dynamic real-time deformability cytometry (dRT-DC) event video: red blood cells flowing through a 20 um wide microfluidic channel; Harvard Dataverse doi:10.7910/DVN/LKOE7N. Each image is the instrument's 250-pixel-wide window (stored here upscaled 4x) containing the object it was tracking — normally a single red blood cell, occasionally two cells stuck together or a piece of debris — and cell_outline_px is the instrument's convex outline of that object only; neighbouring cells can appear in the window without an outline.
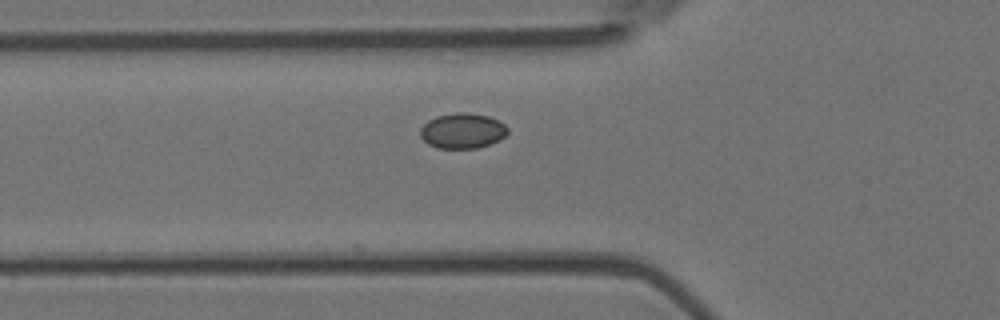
{"species": "Egyptian fruit bat (a non-hibernating species)", "species_latin": "Rousettus aegyptiacus", "temperature_condition": "room temperature", "stored_images_in_passage": 2, "camera_frame_rate_fps": 3000, "um_per_image_px": 0.085, "animal": {"sex": "female"}, "frame": {"image": 1, "passage_image": 2, "time_ms": 0.333, "image_size_px": [1000, 320], "cell_outline_px": [[508, 132], [500, 140], [476, 148], [436, 148], [428, 144], [420, 136], [420, 128], [428, 120], [436, 116], [456, 112], [468, 112], [488, 116], [504, 124], [508, 128]], "centroid_in_image_um": [39.29, 11.11], "position_along_channel_um": 86.5, "area_um2": 17.98}}